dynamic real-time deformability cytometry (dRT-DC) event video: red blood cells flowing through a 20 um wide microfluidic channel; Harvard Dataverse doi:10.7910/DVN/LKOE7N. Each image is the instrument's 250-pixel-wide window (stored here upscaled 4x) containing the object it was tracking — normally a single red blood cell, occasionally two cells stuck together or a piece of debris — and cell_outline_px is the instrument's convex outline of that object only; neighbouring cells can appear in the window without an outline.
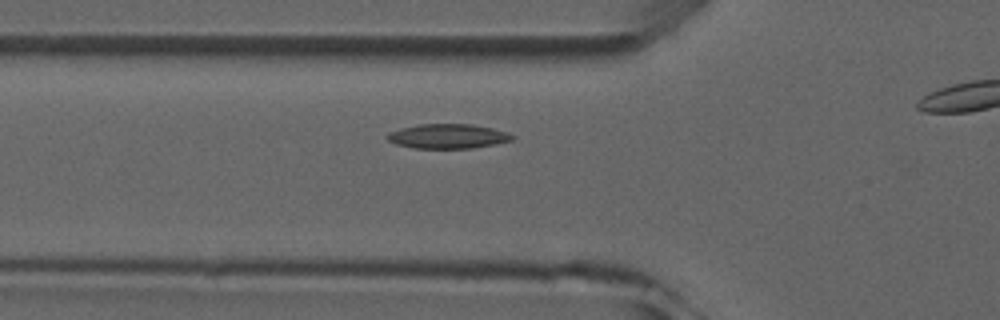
{"species": "common noctule bat (a hibernating species)", "species_latin": "Nyctalus noctula", "temperature_condition": "room temperature", "stored_images_in_passage": 5, "segment_of_instrument_passage": [1, 2], "camera_frame_rate_fps": 3000, "um_per_image_px": 0.085, "animal": {"sex": "male", "forearm_length_mm": 52.5}, "frame": {"image": 1, "passage_image": 4, "time_ms": 3.667, "image_size_px": [1000, 320], "cell_outline_px": [[516, 136], [512, 140], [472, 148], [412, 148], [396, 144], [388, 140], [384, 136], [388, 132], [400, 128], [420, 124], [472, 124], [492, 128]], "centroid_in_image_um": [38.0, 11.57], "position_along_channel_um": 87.8, "area_um2": 17.8}}